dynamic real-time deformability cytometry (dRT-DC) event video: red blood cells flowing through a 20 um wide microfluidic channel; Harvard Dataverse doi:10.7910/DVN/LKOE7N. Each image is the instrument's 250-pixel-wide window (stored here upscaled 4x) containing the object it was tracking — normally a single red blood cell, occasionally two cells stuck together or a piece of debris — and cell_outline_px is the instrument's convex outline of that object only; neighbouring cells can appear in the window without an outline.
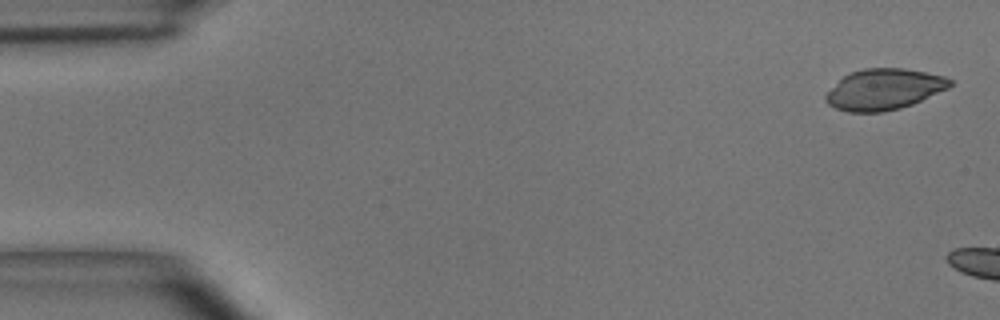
{"species": "common noctule bat (a hibernating species)", "species_latin": "Nyctalus noctula", "temperature_condition": "room temperature", "stored_images_in_passage": 2, "camera_frame_rate_fps": 3000, "um_per_image_px": 0.085, "animal": {"sex": "male", "body_mass_g": 15.6}, "frame": {"image": 1, "passage_image": 1, "time_ms": 0.0, "image_size_px": [1000, 320], "cell_outline_px": [[952, 84], [948, 88], [912, 104], [900, 108], [884, 112], [848, 112], [836, 108], [828, 104], [824, 100], [824, 96], [844, 76], [852, 72], [864, 68], [904, 68], [944, 76], [952, 80]], "centroid_in_image_um": [75.14, 7.6], "position_along_channel_um": 9.9, "area_um2": 29.36}}